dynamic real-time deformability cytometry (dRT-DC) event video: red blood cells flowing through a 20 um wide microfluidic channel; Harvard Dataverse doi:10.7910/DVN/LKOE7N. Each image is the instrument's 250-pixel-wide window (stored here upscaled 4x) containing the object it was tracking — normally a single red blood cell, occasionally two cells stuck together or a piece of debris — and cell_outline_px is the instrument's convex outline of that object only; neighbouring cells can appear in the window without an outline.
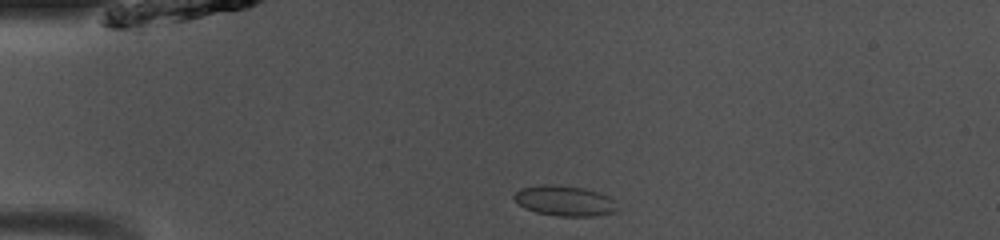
{"species": "common noctule bat (a hibernating species)", "species_latin": "Nyctalus noctula", "temperature_condition": "room temperature", "stored_images_in_passage": 39, "camera_frame_rate_fps": 3000, "um_per_image_px": 0.085, "animal": {"sex": "male", "body_mass_g": 13.0, "forearm_length_mm": 53.1}, "frame": {"image": 1, "passage_image": 1, "time_ms": 0.0, "image_size_px": [1000, 240], "cell_outline_px": [[620, 208], [616, 212], [592, 216], [556, 216], [536, 212], [524, 208], [512, 196], [520, 188], [544, 184], [552, 184], [584, 188], [608, 196], [616, 200]], "centroid_in_image_um": [48.03, 17.07], "position_along_channel_um": 37.0, "area_um2": 18.38}}
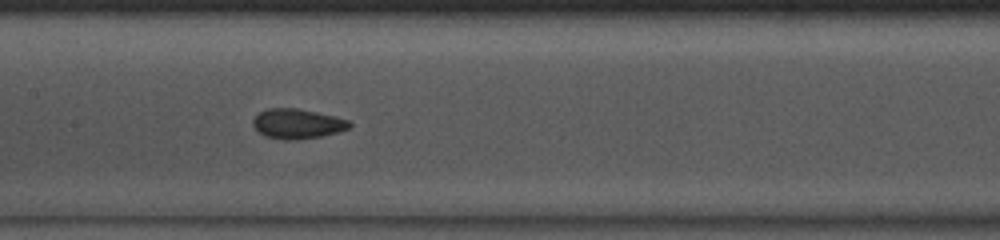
{"frame": {"image": 2, "passage_image": 14, "time_ms": 4.333, "image_size_px": [1000, 240], "cell_outline_px": [[352, 128], [320, 136], [296, 140], [284, 140], [264, 136], [252, 124], [252, 120], [260, 112], [268, 108], [296, 108], [316, 112], [348, 120], [352, 124]], "centroid_in_image_um": [25.27, 10.52], "position_along_channel_um": 182.1, "area_um2": 16.65}}
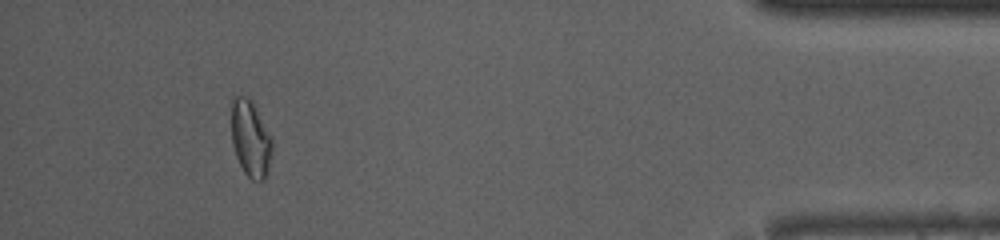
{"frame": {"image": 3, "passage_image": 35, "time_ms": 11.333, "image_size_px": [1000, 240], "cell_outline_px": [[272, 148], [268, 172], [264, 180], [252, 180], [244, 172], [236, 156], [232, 144], [232, 100], [236, 96], [248, 96], [252, 100], [272, 136]], "centroid_in_image_um": [21.31, 11.78], "position_along_channel_um": 413.9, "area_um2": 18.26}, "authors_computed_cell_mechanics": {"area_um2": 16.762, "velocity_mm_per_s": 4.1048, "shape_relaxation_time_tau1_ms": null, "shape_relaxation_time_tau2_ms": 1.7016, "deformation_change_tau1": null, "deformation_change_tau2": 0.0553}}